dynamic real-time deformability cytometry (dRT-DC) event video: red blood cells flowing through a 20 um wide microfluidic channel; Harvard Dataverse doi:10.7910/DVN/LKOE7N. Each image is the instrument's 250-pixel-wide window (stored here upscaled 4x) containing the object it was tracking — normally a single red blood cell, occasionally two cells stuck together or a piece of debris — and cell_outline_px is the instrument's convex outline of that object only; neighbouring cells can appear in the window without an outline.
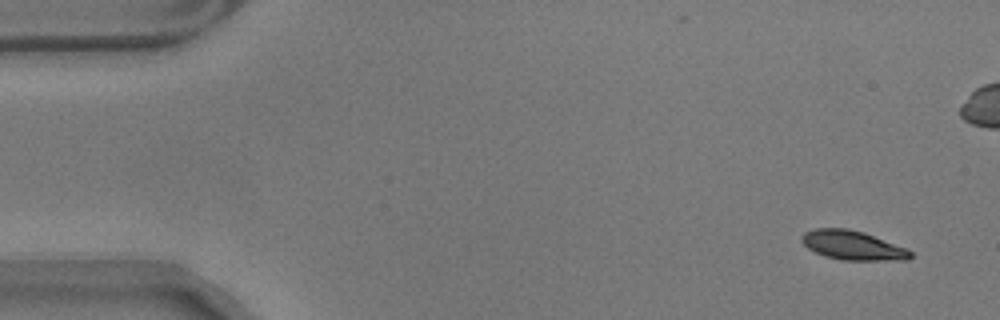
{"species": "common noctule bat (a hibernating species)", "species_latin": "Nyctalus noctula", "temperature_condition": "warm", "stored_images_in_passage": 22, "camera_frame_rate_fps": 3000, "um_per_image_px": 0.085, "animal": {"sex": "male", "body_mass_g": 17.9}, "frame": {"image": 1, "passage_image": 4, "time_ms": 1.0, "image_size_px": [1000, 320], "cell_outline_px": [[912, 256], [908, 260], [840, 260], [824, 256], [808, 248], [800, 240], [800, 236], [804, 232], [812, 228], [848, 228], [864, 232], [904, 248], [912, 252]], "centroid_in_image_um": [72.42, 20.85], "position_along_channel_um": 12.6, "area_um2": 18.5}}